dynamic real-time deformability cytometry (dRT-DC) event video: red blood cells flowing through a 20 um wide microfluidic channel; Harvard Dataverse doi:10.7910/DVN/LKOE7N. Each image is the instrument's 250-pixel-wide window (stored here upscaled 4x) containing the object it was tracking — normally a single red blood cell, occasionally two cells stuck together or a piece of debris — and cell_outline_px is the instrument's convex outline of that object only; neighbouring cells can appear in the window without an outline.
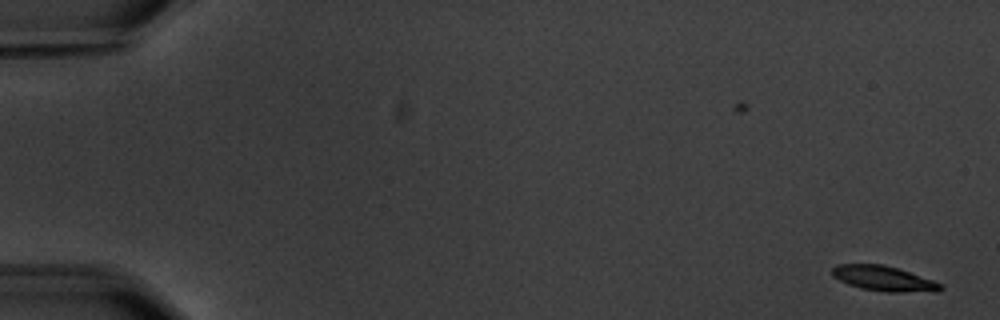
{"species": "common noctule bat (a hibernating species)", "species_latin": "Nyctalus noctula", "temperature_condition": "warm", "stored_images_in_passage": 11, "camera_frame_rate_fps": 3000, "um_per_image_px": 0.085, "animal": {"sex": "male", "body_mass_g": 20.1, "forearm_length_mm": 53.5}, "frame": {"image": 1, "passage_image": 3, "time_ms": 3.0, "image_size_px": [1000, 320], "cell_outline_px": [[944, 288], [940, 292], [884, 292], [860, 288], [848, 284], [832, 276], [832, 268], [836, 264], [884, 264], [944, 284]], "centroid_in_image_um": [75.14, 23.69], "position_along_channel_um": 9.9, "area_um2": 15.95}}
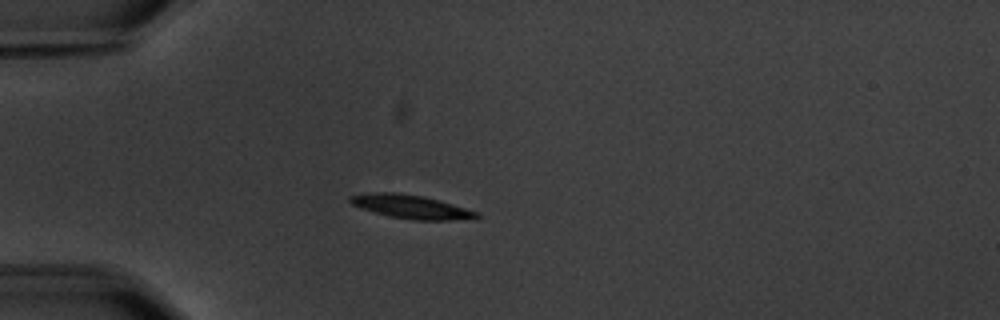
{"frame": {"image": 2, "passage_image": 7, "time_ms": 8.0, "image_size_px": [1000, 320], "cell_outline_px": [[480, 216], [476, 220], [412, 220], [388, 216], [360, 208], [352, 204], [348, 200], [348, 196], [372, 192], [400, 192], [424, 196], [464, 208], [476, 212]], "centroid_in_image_um": [34.92, 17.58], "position_along_channel_um": 50.1, "area_um2": 17.57}}